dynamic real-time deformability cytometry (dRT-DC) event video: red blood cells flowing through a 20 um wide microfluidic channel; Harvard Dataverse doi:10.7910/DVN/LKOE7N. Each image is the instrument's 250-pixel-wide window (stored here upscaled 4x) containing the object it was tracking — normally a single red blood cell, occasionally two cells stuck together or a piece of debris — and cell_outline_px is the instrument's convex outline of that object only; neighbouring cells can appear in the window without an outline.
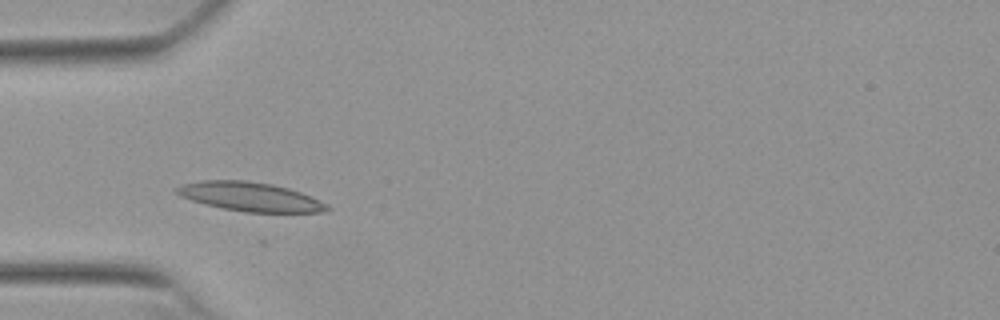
{"species": "Egyptian fruit bat (a non-hibernating species)", "species_latin": "Rousettus aegyptiacus", "temperature_condition": "warm", "stored_images_in_passage": 48, "camera_frame_rate_fps": 3000, "um_per_image_px": 0.085, "animal": {"sex": "female"}, "frame": {"image": 1, "passage_image": 11, "time_ms": 3.333, "image_size_px": [1000, 320], "cell_outline_px": [[332, 208], [328, 212], [244, 212], [204, 204], [180, 196], [172, 188], [180, 184], [200, 180], [248, 180], [272, 184], [288, 188], [312, 196], [328, 204]], "centroid_in_image_um": [21.26, 16.71], "position_along_channel_um": 63.7, "area_um2": 25.72}}
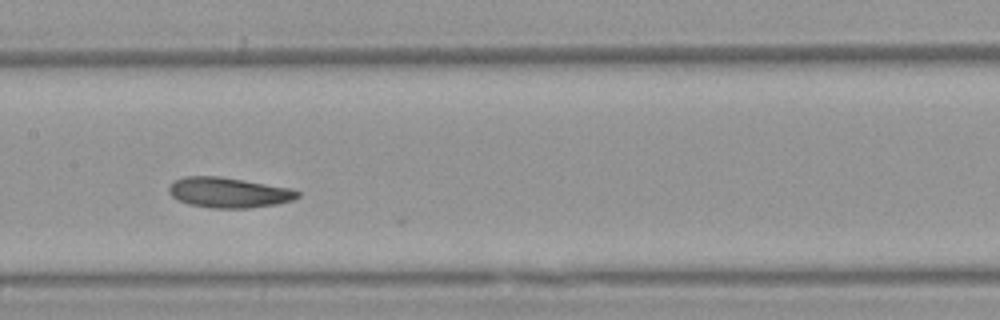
{"frame": {"image": 2, "passage_image": 21, "time_ms": 6.667, "image_size_px": [1000, 320], "cell_outline_px": [[300, 196], [292, 200], [276, 204], [248, 208], [212, 208], [188, 204], [176, 200], [168, 192], [168, 184], [184, 176], [220, 176], [292, 188], [300, 192]], "centroid_in_image_um": [19.41, 16.36], "position_along_channel_um": 188.0, "area_um2": 22.89}}
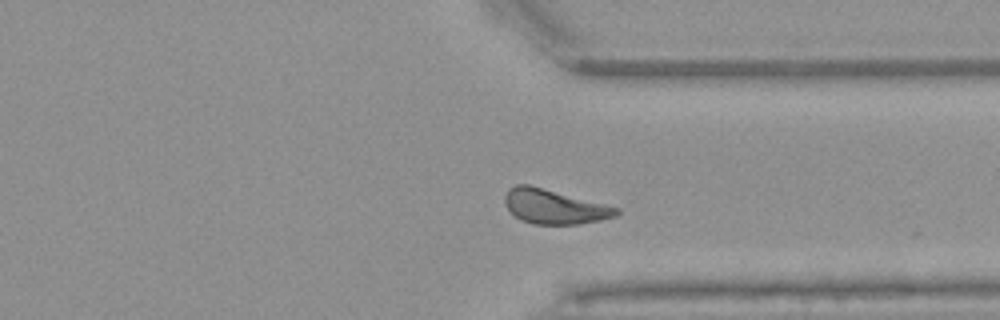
{"frame": {"image": 3, "passage_image": 35, "time_ms": 11.333, "image_size_px": [1000, 320], "cell_outline_px": [[620, 212], [616, 216], [600, 220], [576, 224], [532, 224], [520, 220], [504, 204], [504, 196], [508, 188], [516, 184], [528, 184], [620, 208]], "centroid_in_image_um": [47.09, 17.56], "position_along_channel_um": 364.3, "area_um2": 22.31}, "authors_computed_cell_mechanics": {"area_um2": 22.7732, "velocity_mm_per_s": 3.7874, "shape_relaxation_time_tau1_ms": 5.5202, "shape_relaxation_time_tau2_ms": 3.4311, "deformation_change_tau1": 0.1212, "deformation_change_tau2": 0.0941}}